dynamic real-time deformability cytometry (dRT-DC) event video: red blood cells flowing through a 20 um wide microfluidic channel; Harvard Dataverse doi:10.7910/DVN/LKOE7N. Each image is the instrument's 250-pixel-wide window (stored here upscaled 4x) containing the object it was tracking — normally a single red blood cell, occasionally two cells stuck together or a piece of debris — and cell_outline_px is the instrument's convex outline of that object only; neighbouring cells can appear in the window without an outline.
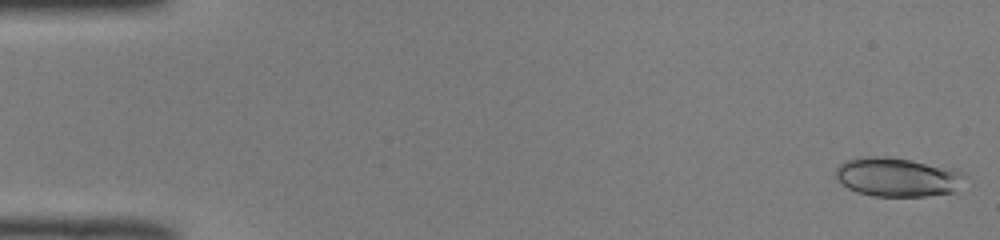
{"species": "common noctule bat (a hibernating species)", "species_latin": "Nyctalus noctula", "temperature_condition": "room temperature", "stored_images_in_passage": 50, "camera_frame_rate_fps": 3000, "um_per_image_px": 0.085, "animal": {"sex": "male", "body_mass_g": 19.0, "forearm_length_mm": 50.8}, "frame": {"image": 1, "passage_image": 1, "time_ms": 0.0, "image_size_px": [1000, 240], "cell_outline_px": [[968, 176], [956, 192], [928, 196], [872, 196], [856, 192], [848, 188], [836, 180], [836, 168], [840, 164], [848, 160], [860, 156], [888, 156], [956, 168], [964, 172]], "centroid_in_image_um": [76.34, 15.05], "position_along_channel_um": 8.7, "area_um2": 30.0}}
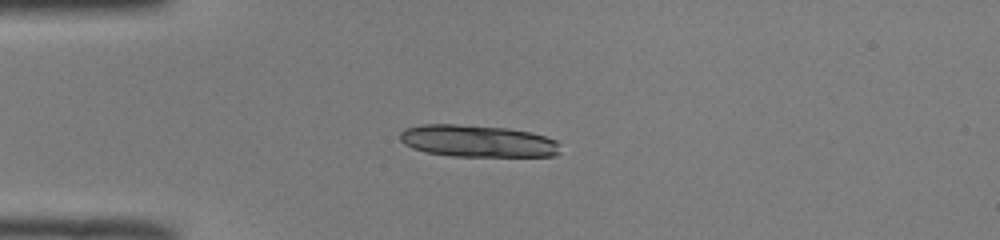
{"frame": {"image": 2, "passage_image": 13, "time_ms": 4.0, "image_size_px": [1000, 240], "cell_outline_px": [[560, 152], [556, 156], [448, 156], [424, 152], [412, 148], [404, 144], [400, 140], [400, 132], [404, 128], [420, 124], [456, 124], [508, 128], [532, 132], [556, 140]], "centroid_in_image_um": [40.55, 11.99], "position_along_channel_um": 44.4, "area_um2": 30.17}, "authors_computed_cell_mechanics": {"area_um2": 27.8596, "velocity_mm_per_s": 4.0149, "shape_relaxation_time_tau1_ms": 1.2217, "shape_relaxation_time_tau2_ms": 5.9839, "deformation_change_tau1": 0.2621, "deformation_change_tau2": 0.1067}}